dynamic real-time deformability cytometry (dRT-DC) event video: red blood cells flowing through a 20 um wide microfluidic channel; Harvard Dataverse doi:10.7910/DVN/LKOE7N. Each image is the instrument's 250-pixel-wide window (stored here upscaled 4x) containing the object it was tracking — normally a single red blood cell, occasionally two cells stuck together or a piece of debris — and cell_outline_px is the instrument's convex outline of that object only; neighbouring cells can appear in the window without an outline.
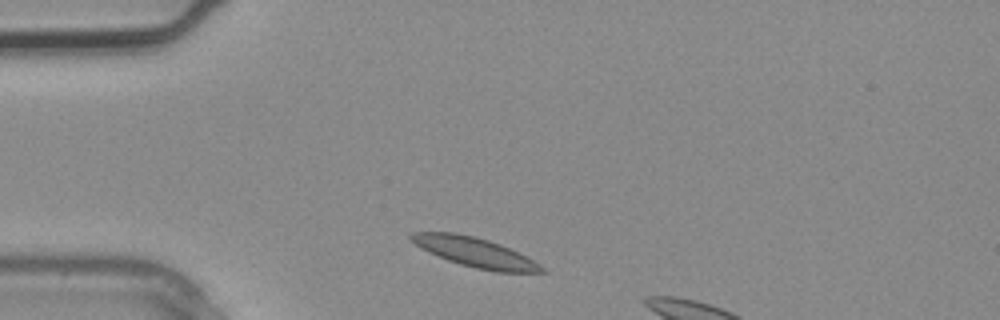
{"species": "common noctule bat (a hibernating species)", "species_latin": "Nyctalus noctula", "temperature_condition": "warm", "stored_images_in_passage": 2, "camera_frame_rate_fps": 3000, "um_per_image_px": 0.085, "animal": {"sex": "male", "body_mass_g": 20.4}, "frame": {"image": 1, "passage_image": 1, "time_ms": 0.0, "image_size_px": [1000, 320], "cell_outline_px": [[548, 272], [496, 272], [476, 268], [460, 264], [448, 260], [428, 252], [420, 248], [408, 236], [412, 232], [456, 232], [476, 236], [500, 244], [540, 264]], "centroid_in_image_um": [40.34, 21.43], "position_along_channel_um": 44.7, "area_um2": 22.25}}